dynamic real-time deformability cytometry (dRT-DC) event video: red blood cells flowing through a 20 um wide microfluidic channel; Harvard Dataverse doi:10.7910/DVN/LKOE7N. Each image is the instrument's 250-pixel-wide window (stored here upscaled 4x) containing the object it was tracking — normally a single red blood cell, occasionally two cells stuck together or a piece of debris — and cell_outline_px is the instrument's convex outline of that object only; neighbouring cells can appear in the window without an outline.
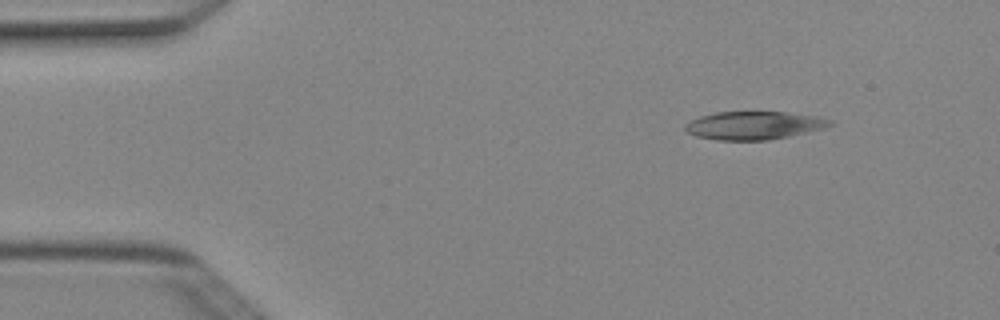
{"species": "Egyptian fruit bat (a non-hibernating species)", "species_latin": "Rousettus aegyptiacus", "temperature_condition": "cold", "stored_images_in_passage": 3, "camera_frame_rate_fps": 3000, "um_per_image_px": 0.085, "animal": {"sex": "female"}, "frame": {"image": 1, "passage_image": 1, "time_ms": 0.0, "image_size_px": [1000, 320], "cell_outline_px": [[836, 124], [824, 128], [788, 136], [768, 140], [716, 140], [696, 136], [688, 132], [684, 128], [684, 124], [700, 116], [716, 112], [788, 112], [816, 116], [832, 120]], "centroid_in_image_um": [64.1, 10.66], "position_along_channel_um": 20.9, "area_um2": 23.7}}